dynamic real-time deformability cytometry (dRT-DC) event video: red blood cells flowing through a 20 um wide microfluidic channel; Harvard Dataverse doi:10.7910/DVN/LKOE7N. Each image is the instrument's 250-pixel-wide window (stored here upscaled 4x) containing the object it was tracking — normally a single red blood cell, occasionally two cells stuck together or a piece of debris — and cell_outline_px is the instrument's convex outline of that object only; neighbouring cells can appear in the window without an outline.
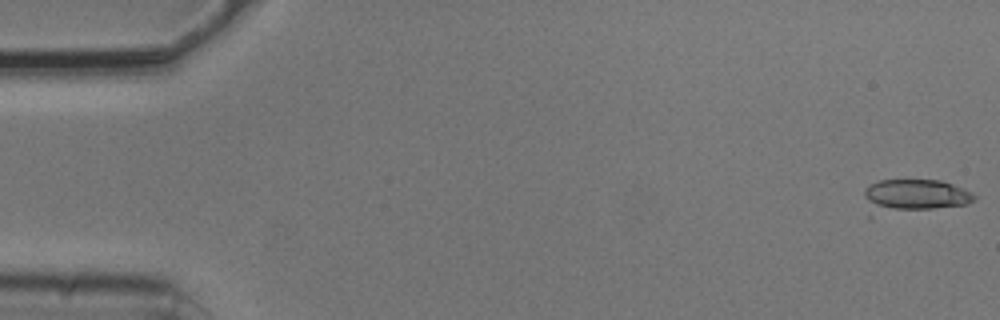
{"species": "common noctule bat (a hibernating species)", "species_latin": "Nyctalus noctula", "temperature_condition": "cold", "stored_images_in_passage": 3, "camera_frame_rate_fps": 3000, "um_per_image_px": 0.085, "animal": {"sex": "male", "body_mass_g": 20.5, "forearm_length_mm": 52.5}, "frame": {"image": 1, "passage_image": 1, "time_ms": 0.0, "image_size_px": [1000, 320], "cell_outline_px": [[976, 200], [968, 204], [932, 208], [876, 208], [864, 196], [864, 188], [880, 180], [940, 180], [964, 188], [972, 192], [976, 196]], "centroid_in_image_um": [77.93, 16.51], "position_along_channel_um": 7.1, "area_um2": 19.13}}